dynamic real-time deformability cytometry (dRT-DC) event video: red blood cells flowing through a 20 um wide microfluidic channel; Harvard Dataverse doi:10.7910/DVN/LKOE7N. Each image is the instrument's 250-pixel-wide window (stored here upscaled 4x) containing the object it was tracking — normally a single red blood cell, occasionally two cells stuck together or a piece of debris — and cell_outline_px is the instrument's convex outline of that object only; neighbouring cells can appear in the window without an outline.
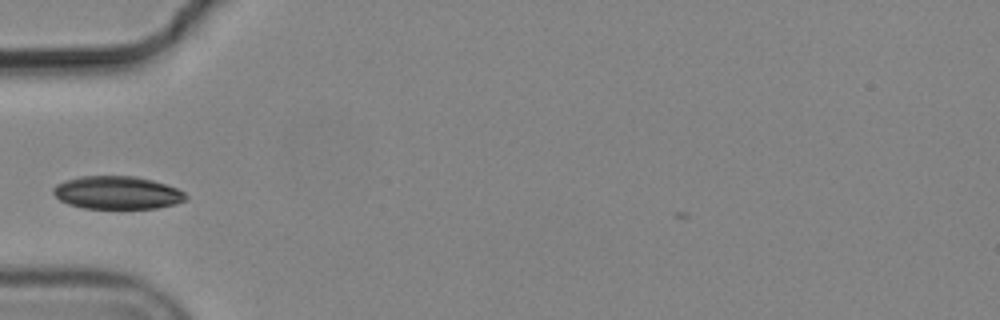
{"species": "common noctule bat (a hibernating species)", "species_latin": "Nyctalus noctula", "temperature_condition": "cold", "stored_images_in_passage": 2, "camera_frame_rate_fps": 3000, "um_per_image_px": 0.085, "animal": {"sex": "male", "body_mass_g": 19.2, "forearm_length_mm": 51.8}, "frame": {"image": 1, "passage_image": 1, "time_ms": 0.0, "image_size_px": [1000, 320], "cell_outline_px": [[188, 200], [176, 204], [156, 208], [84, 208], [68, 204], [60, 200], [52, 192], [52, 188], [56, 184], [64, 180], [80, 176], [136, 176], [152, 180], [176, 188], [184, 192], [188, 196]], "centroid_in_image_um": [9.96, 16.37], "position_along_channel_um": 75.0, "area_um2": 25.55}}
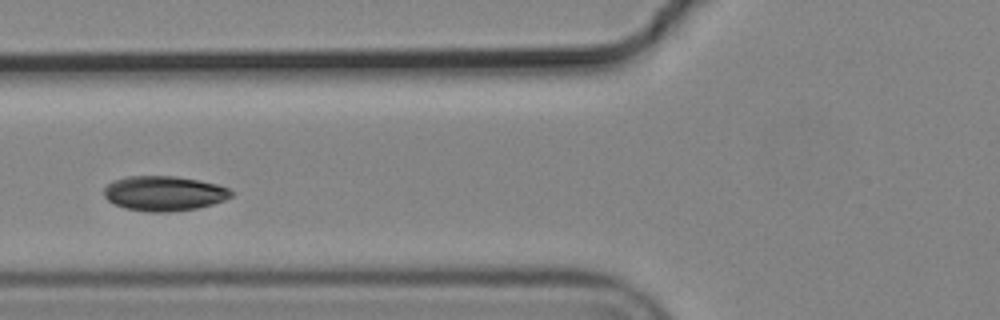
{"frame": {"image": 2, "passage_image": 2, "time_ms": 0.333, "image_size_px": [1000, 320], "cell_outline_px": [[232, 196], [224, 200], [212, 204], [196, 208], [172, 212], [148, 212], [124, 208], [108, 200], [104, 196], [104, 188], [112, 180], [128, 176], [176, 176], [200, 180], [216, 184], [228, 188], [232, 192]], "centroid_in_image_um": [13.93, 16.43], "position_along_channel_um": 111.9, "area_um2": 25.89}}